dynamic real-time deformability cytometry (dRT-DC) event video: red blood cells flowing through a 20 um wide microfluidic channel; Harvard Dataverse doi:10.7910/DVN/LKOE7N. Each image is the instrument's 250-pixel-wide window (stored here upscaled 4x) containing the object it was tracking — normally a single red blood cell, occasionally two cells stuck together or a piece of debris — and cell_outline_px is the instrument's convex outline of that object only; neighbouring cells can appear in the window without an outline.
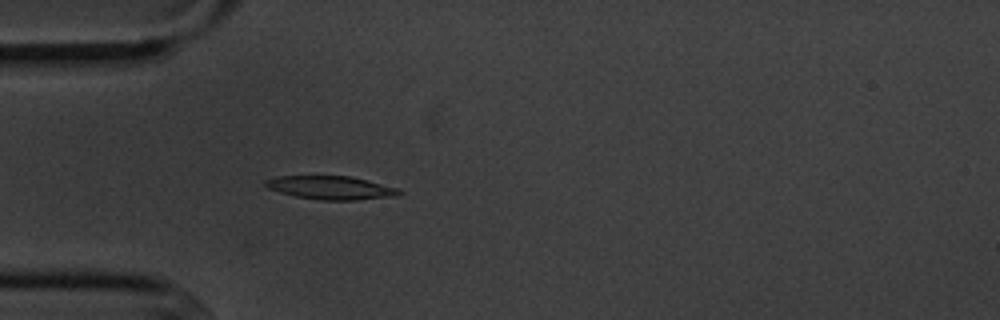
{"species": "common noctule bat (a hibernating species)", "species_latin": "Nyctalus noctula", "temperature_condition": "cold", "stored_images_in_passage": 5, "camera_frame_rate_fps": 3000, "um_per_image_px": 0.085, "animal": {"sex": "male", "body_mass_g": 20.1, "forearm_length_mm": 53.5}, "frame": {"image": 1, "passage_image": 5, "time_ms": 5.0, "image_size_px": [1000, 320], "cell_outline_px": [[404, 192], [400, 196], [356, 200], [320, 200], [296, 196], [280, 192], [268, 188], [264, 184], [264, 180], [276, 176], [348, 176], [368, 180], [400, 188]], "centroid_in_image_um": [28.19, 15.96], "position_along_channel_um": 56.8, "area_um2": 18.44}}